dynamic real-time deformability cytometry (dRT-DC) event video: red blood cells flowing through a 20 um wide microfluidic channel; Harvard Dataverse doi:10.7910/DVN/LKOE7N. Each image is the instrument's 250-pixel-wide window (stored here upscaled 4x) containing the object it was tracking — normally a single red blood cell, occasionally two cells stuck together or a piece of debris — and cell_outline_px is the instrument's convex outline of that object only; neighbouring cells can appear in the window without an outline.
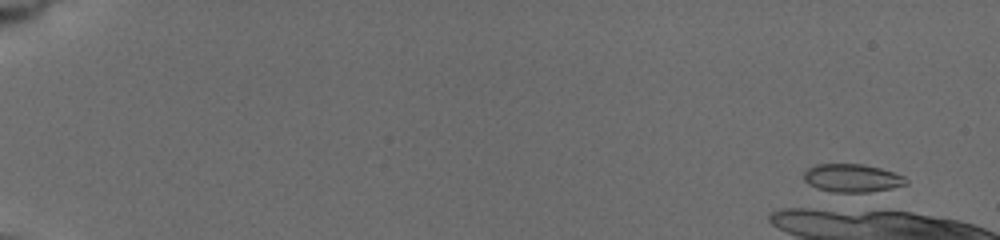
{"species": "common noctule bat (a hibernating species)", "species_latin": "Nyctalus noctula", "temperature_condition": "cold", "stored_images_in_passage": 6, "camera_frame_rate_fps": 3000, "um_per_image_px": 0.085, "animal": {"sex": "female", "body_mass_g": 19.5, "forearm_length_mm": 54.1}, "frame": {"image": 1, "passage_image": 3, "time_ms": 1.0, "image_size_px": [1000, 240], "cell_outline_px": [[908, 184], [892, 188], [868, 192], [832, 192], [816, 188], [808, 184], [804, 180], [804, 172], [808, 168], [816, 164], [864, 164], [880, 168], [904, 176], [908, 180]], "centroid_in_image_um": [72.43, 15.14], "position_along_channel_um": 12.6, "area_um2": 16.82}}